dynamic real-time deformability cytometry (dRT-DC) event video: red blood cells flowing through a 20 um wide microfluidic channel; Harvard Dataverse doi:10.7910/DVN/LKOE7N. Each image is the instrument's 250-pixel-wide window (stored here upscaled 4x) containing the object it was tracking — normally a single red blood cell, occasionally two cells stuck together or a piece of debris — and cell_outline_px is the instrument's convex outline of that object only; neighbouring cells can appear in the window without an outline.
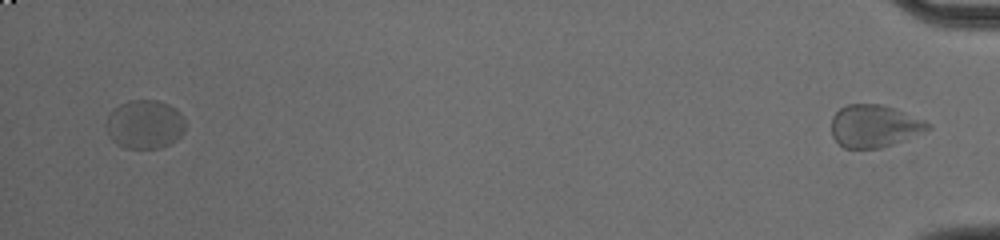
{"species": "common noctule bat (a hibernating species)", "species_latin": "Nyctalus noctula", "temperature_condition": "cold", "stored_images_in_passage": 55, "segment_of_instrument_passage": [2, 2], "camera_frame_rate_fps": 3000, "um_per_image_px": 0.085, "animal": {"sex": "male", "body_mass_g": 20.0, "forearm_length_mm": 53.3}, "frame": {"image": 1, "passage_image": 55, "time_ms": 18.0, "image_size_px": [1000, 240], "cell_outline_px": [[932, 128], [880, 148], [844, 148], [832, 136], [832, 116], [840, 108], [848, 104], [880, 104], [892, 108], [924, 120], [932, 124]], "centroid_in_image_um": [74.28, 10.7], "position_along_channel_um": 360.9, "area_um2": 23.41}}